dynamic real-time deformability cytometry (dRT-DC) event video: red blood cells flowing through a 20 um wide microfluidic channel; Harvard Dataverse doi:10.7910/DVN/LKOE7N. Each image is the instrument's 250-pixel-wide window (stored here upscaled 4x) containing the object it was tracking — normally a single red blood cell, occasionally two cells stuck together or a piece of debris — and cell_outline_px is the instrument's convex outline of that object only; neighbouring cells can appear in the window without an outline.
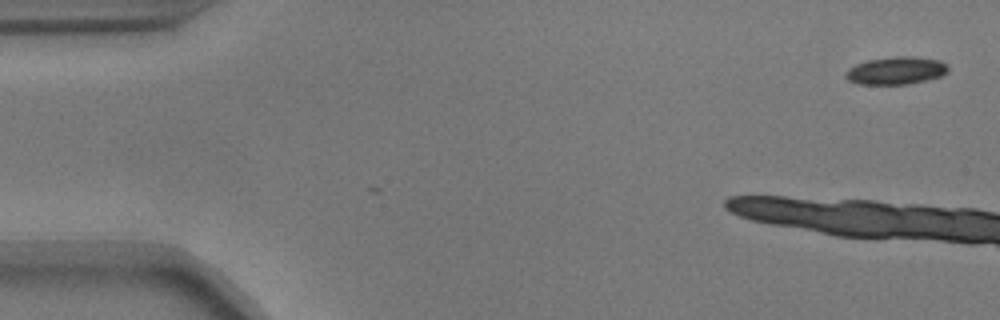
{"species": "common noctule bat (a hibernating species)", "species_latin": "Nyctalus noctula", "temperature_condition": "warm", "stored_images_in_passage": 2, "camera_frame_rate_fps": 3000, "um_per_image_px": 0.085, "animal": {"sex": "male", "body_mass_g": 17.9}, "frame": {"image": 1, "passage_image": 2, "time_ms": 0.333, "image_size_px": [1000, 320], "cell_outline_px": [[948, 72], [940, 76], [908, 84], [856, 84], [848, 80], [844, 76], [848, 68], [856, 64], [868, 60], [892, 56], [912, 56], [940, 60], [948, 64]], "centroid_in_image_um": [76.15, 5.99], "position_along_channel_um": 8.8, "area_um2": 16.59}}